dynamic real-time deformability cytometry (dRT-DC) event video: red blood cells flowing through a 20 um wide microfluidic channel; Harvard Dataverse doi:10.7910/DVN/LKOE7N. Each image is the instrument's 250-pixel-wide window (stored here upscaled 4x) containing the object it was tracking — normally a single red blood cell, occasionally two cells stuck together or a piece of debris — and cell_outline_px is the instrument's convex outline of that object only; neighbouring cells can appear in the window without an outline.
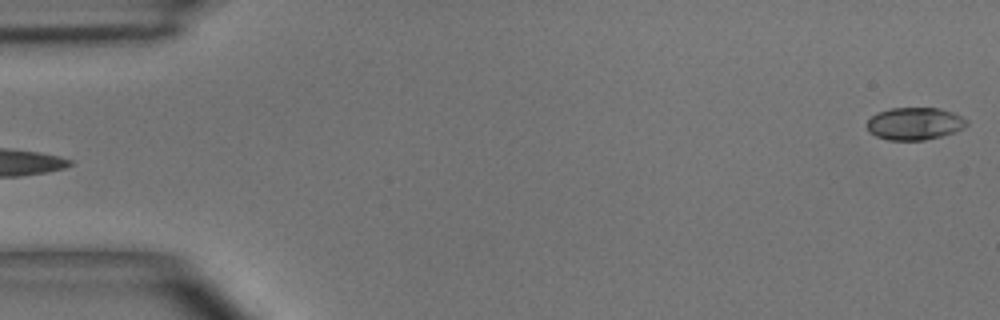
{"species": "common noctule bat (a hibernating species)", "species_latin": "Nyctalus noctula", "temperature_condition": "room temperature", "stored_images_in_passage": 5, "segment_of_instrument_passage": [2, 2], "camera_frame_rate_fps": 3000, "um_per_image_px": 0.085, "animal": {"sex": "male", "body_mass_g": 15.6}, "frame": {"image": 1, "passage_image": 5, "time_ms": 5.667, "image_size_px": [1000, 320], "cell_outline_px": [[968, 124], [964, 128], [940, 136], [924, 140], [888, 140], [876, 136], [868, 132], [868, 120], [876, 112], [892, 108], [940, 108], [952, 112], [968, 120]], "centroid_in_image_um": [77.73, 10.5], "position_along_channel_um": 7.3, "area_um2": 18.79}}